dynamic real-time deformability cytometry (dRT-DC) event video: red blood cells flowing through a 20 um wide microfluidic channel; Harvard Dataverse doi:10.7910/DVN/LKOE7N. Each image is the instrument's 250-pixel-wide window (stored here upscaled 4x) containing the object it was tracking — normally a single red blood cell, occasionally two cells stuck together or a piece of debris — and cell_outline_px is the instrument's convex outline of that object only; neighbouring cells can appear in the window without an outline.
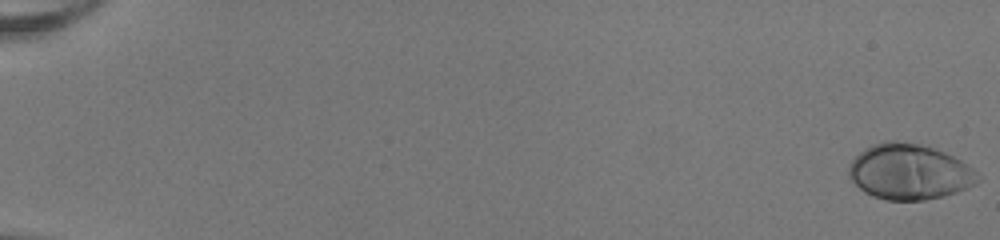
{"species": "human", "species_latin": "Homo sapiens", "temperature_condition": "room temperature", "stored_images_in_passage": 53, "camera_frame_rate_fps": 3000, "um_per_image_px": 0.085, "donor": {"sex": "female"}, "frame": {"image": 1, "passage_image": 1, "time_ms": 0.0, "image_size_px": [1000, 240], "cell_outline_px": [[980, 176], [976, 184], [956, 192], [944, 196], [924, 200], [884, 200], [872, 196], [864, 192], [848, 176], [848, 164], [864, 148], [872, 144], [884, 140], [896, 140], [920, 144], [944, 152], [960, 160], [972, 168]], "centroid_in_image_um": [77.26, 14.6], "position_along_channel_um": 7.7, "area_um2": 41.85}}
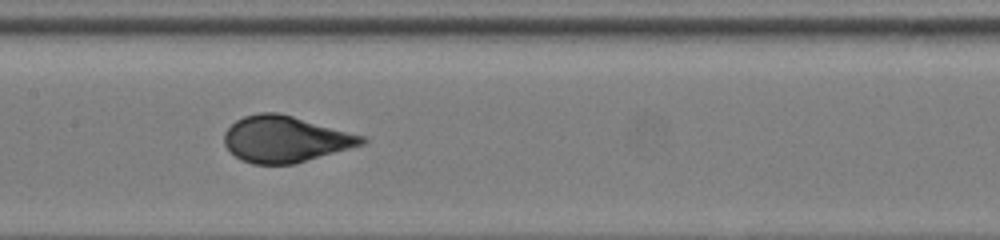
{"frame": {"image": 2, "passage_image": 29, "time_ms": 9.333, "image_size_px": [1000, 240], "cell_outline_px": [[368, 140], [364, 144], [296, 164], [252, 164], [240, 160], [224, 144], [224, 132], [236, 120], [244, 116], [260, 112], [276, 112], [292, 116], [368, 136]], "centroid_in_image_um": [24.28, 11.83], "position_along_channel_um": 183.1, "area_um2": 37.28}}
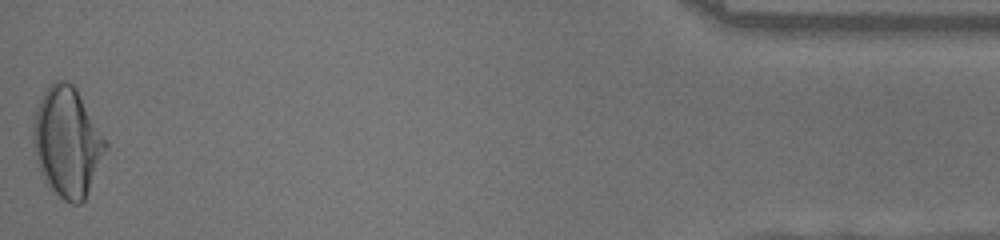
{"frame": {"image": 3, "passage_image": 53, "time_ms": 17.333, "image_size_px": [1000, 240], "cell_outline_px": [[108, 148], [84, 200], [80, 204], [72, 204], [64, 200], [48, 188], [44, 180], [36, 160], [32, 144], [32, 124], [36, 108], [44, 88], [48, 84], [56, 80], [64, 80], [72, 84], [76, 88], [108, 140]], "centroid_in_image_um": [5.7, 12.05], "position_along_channel_um": 429.5, "area_um2": 46.99}, "authors_computed_cell_mechanics": {"area_um2": 38.3214, "velocity_mm_per_s": 4.0422, "shape_relaxation_time_tau1_ms": 4.5333, "shape_relaxation_time_tau2_ms": null, "deformation_change_tau1": 0.2223, "deformation_change_tau2": null}}